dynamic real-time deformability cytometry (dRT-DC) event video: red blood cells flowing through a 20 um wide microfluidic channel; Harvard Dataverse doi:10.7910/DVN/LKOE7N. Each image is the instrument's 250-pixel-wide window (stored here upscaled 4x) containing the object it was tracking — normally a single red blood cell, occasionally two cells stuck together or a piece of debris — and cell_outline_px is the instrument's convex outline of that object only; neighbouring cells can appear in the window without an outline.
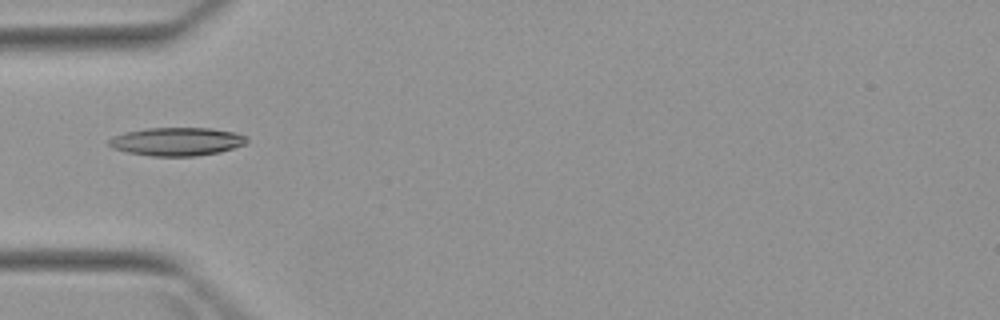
{"species": "Egyptian fruit bat (a non-hibernating species)", "species_latin": "Rousettus aegyptiacus", "temperature_condition": "warm", "stored_images_in_passage": 4, "camera_frame_rate_fps": 3000, "um_per_image_px": 0.085, "animal": {"sex": "female"}, "frame": {"image": 1, "passage_image": 3, "time_ms": 2.667, "image_size_px": [1000, 320], "cell_outline_px": [[248, 140], [244, 144], [220, 152], [196, 156], [152, 156], [128, 152], [112, 148], [108, 144], [108, 140], [112, 136], [124, 132], [148, 128], [212, 128], [236, 132], [248, 136]], "centroid_in_image_um": [15.03, 12.02], "position_along_channel_um": 70.0, "area_um2": 22.83}}
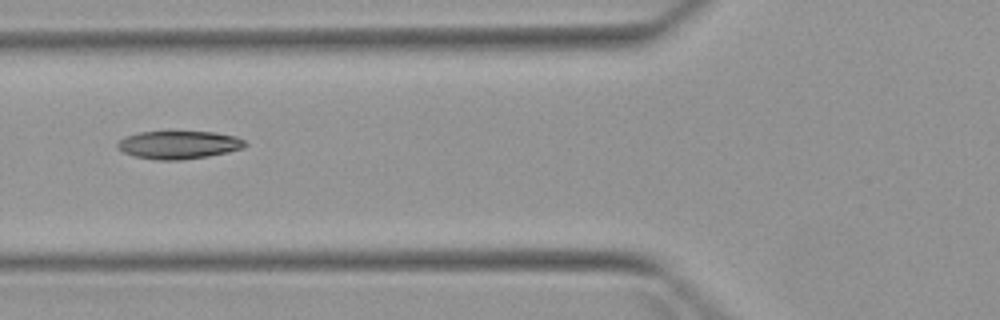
{"frame": {"image": 2, "passage_image": 4, "time_ms": 3.667, "image_size_px": [1000, 320], "cell_outline_px": [[248, 144], [244, 148], [228, 152], [208, 156], [180, 160], [160, 160], [136, 156], [124, 152], [116, 148], [116, 144], [124, 136], [140, 132], [168, 128], [216, 132], [236, 136], [244, 140]], "centroid_in_image_um": [15.2, 12.25], "position_along_channel_um": 110.6, "area_um2": 21.91}}